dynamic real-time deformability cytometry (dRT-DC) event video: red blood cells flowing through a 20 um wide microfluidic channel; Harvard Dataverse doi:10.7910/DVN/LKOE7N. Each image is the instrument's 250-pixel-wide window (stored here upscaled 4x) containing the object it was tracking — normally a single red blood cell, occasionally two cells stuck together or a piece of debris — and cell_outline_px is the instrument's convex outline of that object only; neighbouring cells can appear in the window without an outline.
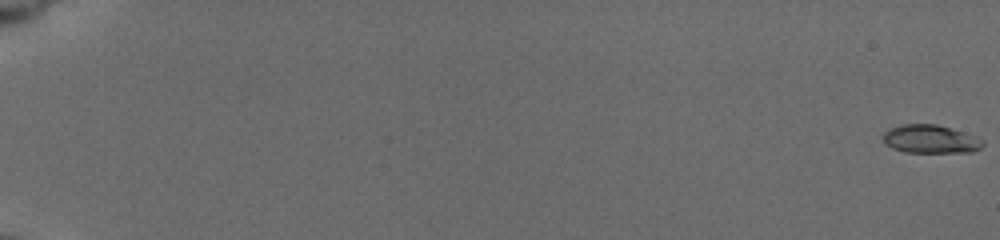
{"species": "common noctule bat (a hibernating species)", "species_latin": "Nyctalus noctula", "temperature_condition": "cold", "stored_images_in_passage": 43, "camera_frame_rate_fps": 3000, "um_per_image_px": 0.085, "animal": {"sex": "female", "body_mass_g": 19.5, "forearm_length_mm": 54.1}, "frame": {"image": 1, "passage_image": 1, "time_ms": 0.0, "image_size_px": [1000, 240], "cell_outline_px": [[984, 144], [980, 148], [972, 152], [904, 152], [892, 148], [884, 144], [884, 132], [888, 128], [904, 124], [936, 124], [976, 136], [984, 140]], "centroid_in_image_um": [79.08, 11.83], "position_along_channel_um": 5.9, "area_um2": 16.47}}
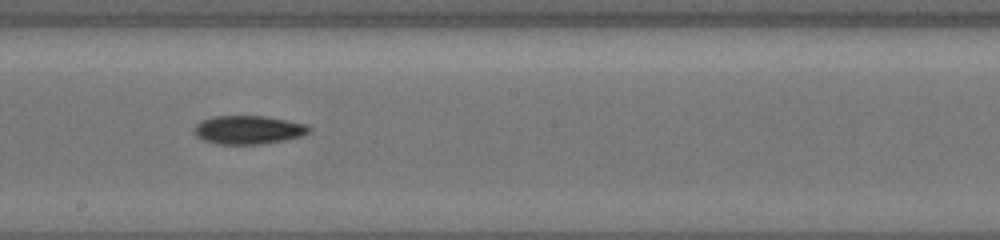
{"frame": {"image": 2, "passage_image": 28, "time_ms": 11.667, "image_size_px": [1000, 240], "cell_outline_px": [[312, 128], [304, 136], [264, 144], [216, 144], [204, 140], [196, 136], [192, 132], [192, 128], [200, 120], [212, 116], [264, 116], [308, 124]], "centroid_in_image_um": [21.09, 11.04], "position_along_channel_um": 227.1, "area_um2": 19.42}}
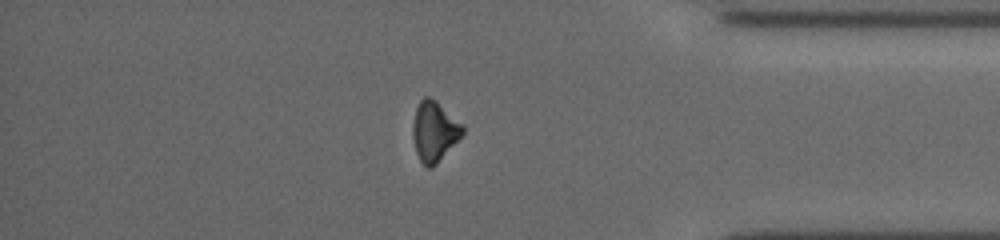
{"frame": {"image": 3, "passage_image": 38, "time_ms": 16.667, "image_size_px": [1000, 240], "cell_outline_px": [[464, 132], [436, 164], [432, 168], [428, 168], [420, 160], [416, 152], [412, 136], [412, 124], [416, 108], [420, 100], [424, 96], [428, 96], [436, 100], [464, 124]], "centroid_in_image_um": [36.91, 11.13], "position_along_channel_um": 398.3, "area_um2": 17.46}, "authors_computed_cell_mechanics": {"area_um2": 17.4556, "velocity_mm_per_s": 3.7677, "shape_relaxation_time_tau1_ms": 4.5047, "shape_relaxation_time_tau2_ms": 8.6015, "deformation_change_tau1": 0.0827, "deformation_change_tau2": 0.1515}}